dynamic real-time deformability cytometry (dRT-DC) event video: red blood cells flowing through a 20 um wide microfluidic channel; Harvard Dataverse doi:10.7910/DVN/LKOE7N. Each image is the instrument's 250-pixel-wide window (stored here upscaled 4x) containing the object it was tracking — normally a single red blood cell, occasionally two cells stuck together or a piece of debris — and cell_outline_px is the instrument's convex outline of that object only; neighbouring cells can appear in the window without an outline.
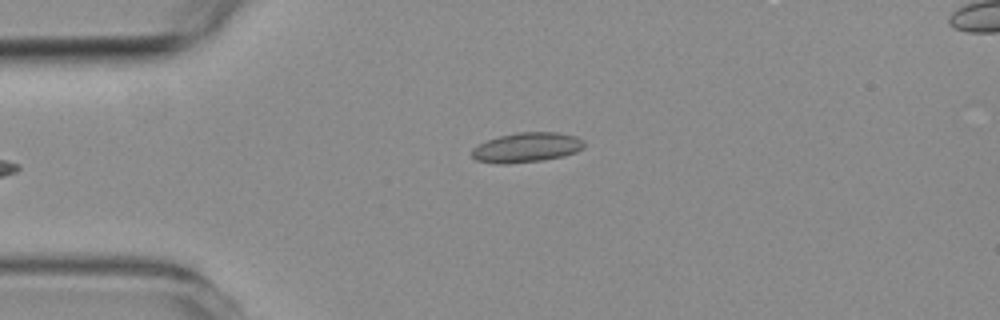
{"species": "common noctule bat (a hibernating species)", "species_latin": "Nyctalus noctula", "temperature_condition": "room temperature", "stored_images_in_passage": 5, "camera_frame_rate_fps": 3000, "um_per_image_px": 0.085, "animal": {"sex": "female", "body_mass_g": 19.3, "forearm_length_mm": 54.1}, "frame": {"image": 1, "passage_image": 5, "time_ms": 4.667, "image_size_px": [1000, 320], "cell_outline_px": [[584, 148], [576, 152], [564, 156], [544, 160], [508, 164], [500, 164], [476, 160], [472, 156], [472, 148], [488, 140], [500, 136], [516, 132], [556, 132], [576, 136], [584, 140]], "centroid_in_image_um": [44.8, 12.53], "position_along_channel_um": 40.2, "area_um2": 19.54}}